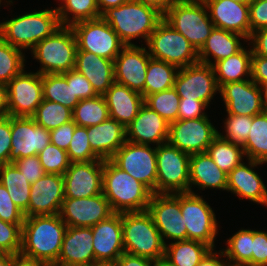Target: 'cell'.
Returning a JSON list of instances; mask_svg holds the SVG:
<instances>
[{
	"label": "cell",
	"instance_id": "6da1fadb",
	"mask_svg": "<svg viewBox=\"0 0 267 266\" xmlns=\"http://www.w3.org/2000/svg\"><path fill=\"white\" fill-rule=\"evenodd\" d=\"M67 227L59 214L25 217L20 253L55 265Z\"/></svg>",
	"mask_w": 267,
	"mask_h": 266
},
{
	"label": "cell",
	"instance_id": "7a4b0ae2",
	"mask_svg": "<svg viewBox=\"0 0 267 266\" xmlns=\"http://www.w3.org/2000/svg\"><path fill=\"white\" fill-rule=\"evenodd\" d=\"M102 194L115 213L146 211L153 192L111 159L103 160Z\"/></svg>",
	"mask_w": 267,
	"mask_h": 266
},
{
	"label": "cell",
	"instance_id": "3957f363",
	"mask_svg": "<svg viewBox=\"0 0 267 266\" xmlns=\"http://www.w3.org/2000/svg\"><path fill=\"white\" fill-rule=\"evenodd\" d=\"M101 18L109 23L121 41L126 45H135L132 39L143 38L147 43L150 35L163 19V13L157 8L129 0L114 8H108L101 14Z\"/></svg>",
	"mask_w": 267,
	"mask_h": 266
},
{
	"label": "cell",
	"instance_id": "277c9868",
	"mask_svg": "<svg viewBox=\"0 0 267 266\" xmlns=\"http://www.w3.org/2000/svg\"><path fill=\"white\" fill-rule=\"evenodd\" d=\"M61 27L54 9H45L0 22V37L18 49H33Z\"/></svg>",
	"mask_w": 267,
	"mask_h": 266
},
{
	"label": "cell",
	"instance_id": "5b68a950",
	"mask_svg": "<svg viewBox=\"0 0 267 266\" xmlns=\"http://www.w3.org/2000/svg\"><path fill=\"white\" fill-rule=\"evenodd\" d=\"M122 229L125 253L154 261L164 257L165 244L147 210L122 213Z\"/></svg>",
	"mask_w": 267,
	"mask_h": 266
},
{
	"label": "cell",
	"instance_id": "8992f818",
	"mask_svg": "<svg viewBox=\"0 0 267 266\" xmlns=\"http://www.w3.org/2000/svg\"><path fill=\"white\" fill-rule=\"evenodd\" d=\"M207 11L203 0H177L163 14V19L198 52L215 27Z\"/></svg>",
	"mask_w": 267,
	"mask_h": 266
},
{
	"label": "cell",
	"instance_id": "52a82bcc",
	"mask_svg": "<svg viewBox=\"0 0 267 266\" xmlns=\"http://www.w3.org/2000/svg\"><path fill=\"white\" fill-rule=\"evenodd\" d=\"M77 41L70 26H61L51 36L38 42L31 50L41 63L38 73L62 74L75 69Z\"/></svg>",
	"mask_w": 267,
	"mask_h": 266
},
{
	"label": "cell",
	"instance_id": "ba28073f",
	"mask_svg": "<svg viewBox=\"0 0 267 266\" xmlns=\"http://www.w3.org/2000/svg\"><path fill=\"white\" fill-rule=\"evenodd\" d=\"M146 44L151 58L178 68L199 62L196 49L164 19L158 23Z\"/></svg>",
	"mask_w": 267,
	"mask_h": 266
},
{
	"label": "cell",
	"instance_id": "9c48e42d",
	"mask_svg": "<svg viewBox=\"0 0 267 266\" xmlns=\"http://www.w3.org/2000/svg\"><path fill=\"white\" fill-rule=\"evenodd\" d=\"M156 194L189 192L190 154L168 142L156 146Z\"/></svg>",
	"mask_w": 267,
	"mask_h": 266
},
{
	"label": "cell",
	"instance_id": "30bf717a",
	"mask_svg": "<svg viewBox=\"0 0 267 266\" xmlns=\"http://www.w3.org/2000/svg\"><path fill=\"white\" fill-rule=\"evenodd\" d=\"M71 28L76 37L77 50L114 61L126 46L109 23L101 17L75 23Z\"/></svg>",
	"mask_w": 267,
	"mask_h": 266
},
{
	"label": "cell",
	"instance_id": "8fae6325",
	"mask_svg": "<svg viewBox=\"0 0 267 266\" xmlns=\"http://www.w3.org/2000/svg\"><path fill=\"white\" fill-rule=\"evenodd\" d=\"M181 212L187 239L199 241L213 249L218 234L215 213L198 193H181Z\"/></svg>",
	"mask_w": 267,
	"mask_h": 266
},
{
	"label": "cell",
	"instance_id": "7c38bea8",
	"mask_svg": "<svg viewBox=\"0 0 267 266\" xmlns=\"http://www.w3.org/2000/svg\"><path fill=\"white\" fill-rule=\"evenodd\" d=\"M111 160L133 178L156 193V147L126 141Z\"/></svg>",
	"mask_w": 267,
	"mask_h": 266
},
{
	"label": "cell",
	"instance_id": "4fadbf2b",
	"mask_svg": "<svg viewBox=\"0 0 267 266\" xmlns=\"http://www.w3.org/2000/svg\"><path fill=\"white\" fill-rule=\"evenodd\" d=\"M8 116L32 117L43 101L42 75L23 70L6 85Z\"/></svg>",
	"mask_w": 267,
	"mask_h": 266
},
{
	"label": "cell",
	"instance_id": "5bb4252c",
	"mask_svg": "<svg viewBox=\"0 0 267 266\" xmlns=\"http://www.w3.org/2000/svg\"><path fill=\"white\" fill-rule=\"evenodd\" d=\"M147 212L151 215L164 244H166L164 238L174 241L187 239V230L181 212V193H153Z\"/></svg>",
	"mask_w": 267,
	"mask_h": 266
},
{
	"label": "cell",
	"instance_id": "9a60e30c",
	"mask_svg": "<svg viewBox=\"0 0 267 266\" xmlns=\"http://www.w3.org/2000/svg\"><path fill=\"white\" fill-rule=\"evenodd\" d=\"M174 89L180 98L203 101L208 106L220 88L213 66L197 62L179 68L175 77Z\"/></svg>",
	"mask_w": 267,
	"mask_h": 266
},
{
	"label": "cell",
	"instance_id": "2e32d148",
	"mask_svg": "<svg viewBox=\"0 0 267 266\" xmlns=\"http://www.w3.org/2000/svg\"><path fill=\"white\" fill-rule=\"evenodd\" d=\"M217 132L208 116L176 120L169 124L168 143L190 155L205 153L217 136Z\"/></svg>",
	"mask_w": 267,
	"mask_h": 266
},
{
	"label": "cell",
	"instance_id": "e0dca14e",
	"mask_svg": "<svg viewBox=\"0 0 267 266\" xmlns=\"http://www.w3.org/2000/svg\"><path fill=\"white\" fill-rule=\"evenodd\" d=\"M11 152L9 163L36 156L50 144V131L38 126L32 117L10 116Z\"/></svg>",
	"mask_w": 267,
	"mask_h": 266
},
{
	"label": "cell",
	"instance_id": "ac0fdd59",
	"mask_svg": "<svg viewBox=\"0 0 267 266\" xmlns=\"http://www.w3.org/2000/svg\"><path fill=\"white\" fill-rule=\"evenodd\" d=\"M115 212L101 193L87 198H64L60 218L70 227H92Z\"/></svg>",
	"mask_w": 267,
	"mask_h": 266
},
{
	"label": "cell",
	"instance_id": "d6986e66",
	"mask_svg": "<svg viewBox=\"0 0 267 266\" xmlns=\"http://www.w3.org/2000/svg\"><path fill=\"white\" fill-rule=\"evenodd\" d=\"M63 177L65 198H87L101 194L103 159L71 162Z\"/></svg>",
	"mask_w": 267,
	"mask_h": 266
},
{
	"label": "cell",
	"instance_id": "ffe728a7",
	"mask_svg": "<svg viewBox=\"0 0 267 266\" xmlns=\"http://www.w3.org/2000/svg\"><path fill=\"white\" fill-rule=\"evenodd\" d=\"M146 47L125 46L114 60V80L143 95L149 60Z\"/></svg>",
	"mask_w": 267,
	"mask_h": 266
},
{
	"label": "cell",
	"instance_id": "44dd1931",
	"mask_svg": "<svg viewBox=\"0 0 267 266\" xmlns=\"http://www.w3.org/2000/svg\"><path fill=\"white\" fill-rule=\"evenodd\" d=\"M64 194V177L46 173L36 182L31 183L28 209L25 217L59 214Z\"/></svg>",
	"mask_w": 267,
	"mask_h": 266
},
{
	"label": "cell",
	"instance_id": "7402d4cb",
	"mask_svg": "<svg viewBox=\"0 0 267 266\" xmlns=\"http://www.w3.org/2000/svg\"><path fill=\"white\" fill-rule=\"evenodd\" d=\"M219 93L229 114L253 117L265 110L261 87L251 78L226 83L220 87Z\"/></svg>",
	"mask_w": 267,
	"mask_h": 266
},
{
	"label": "cell",
	"instance_id": "603a6c76",
	"mask_svg": "<svg viewBox=\"0 0 267 266\" xmlns=\"http://www.w3.org/2000/svg\"><path fill=\"white\" fill-rule=\"evenodd\" d=\"M95 262H116L125 252L123 246L122 213H114L91 227Z\"/></svg>",
	"mask_w": 267,
	"mask_h": 266
},
{
	"label": "cell",
	"instance_id": "cb8c5ba5",
	"mask_svg": "<svg viewBox=\"0 0 267 266\" xmlns=\"http://www.w3.org/2000/svg\"><path fill=\"white\" fill-rule=\"evenodd\" d=\"M215 27L238 33L248 41L251 36L249 4L233 0H203Z\"/></svg>",
	"mask_w": 267,
	"mask_h": 266
},
{
	"label": "cell",
	"instance_id": "d4e9b609",
	"mask_svg": "<svg viewBox=\"0 0 267 266\" xmlns=\"http://www.w3.org/2000/svg\"><path fill=\"white\" fill-rule=\"evenodd\" d=\"M91 227H67L54 266H91L95 262Z\"/></svg>",
	"mask_w": 267,
	"mask_h": 266
},
{
	"label": "cell",
	"instance_id": "484cf974",
	"mask_svg": "<svg viewBox=\"0 0 267 266\" xmlns=\"http://www.w3.org/2000/svg\"><path fill=\"white\" fill-rule=\"evenodd\" d=\"M169 124L156 112L143 104L136 118L126 128V141L157 146L167 143Z\"/></svg>",
	"mask_w": 267,
	"mask_h": 266
},
{
	"label": "cell",
	"instance_id": "4316f807",
	"mask_svg": "<svg viewBox=\"0 0 267 266\" xmlns=\"http://www.w3.org/2000/svg\"><path fill=\"white\" fill-rule=\"evenodd\" d=\"M262 162L248 159V165L240 163L227 176V191L248 199L254 203L267 206V189L261 177L253 169Z\"/></svg>",
	"mask_w": 267,
	"mask_h": 266
},
{
	"label": "cell",
	"instance_id": "83f0119b",
	"mask_svg": "<svg viewBox=\"0 0 267 266\" xmlns=\"http://www.w3.org/2000/svg\"><path fill=\"white\" fill-rule=\"evenodd\" d=\"M110 118L125 128L136 118L144 104L143 95L127 86L114 82L103 94Z\"/></svg>",
	"mask_w": 267,
	"mask_h": 266
},
{
	"label": "cell",
	"instance_id": "f1b7e54d",
	"mask_svg": "<svg viewBox=\"0 0 267 266\" xmlns=\"http://www.w3.org/2000/svg\"><path fill=\"white\" fill-rule=\"evenodd\" d=\"M91 149L103 160L111 159L126 142V128L113 118L87 127Z\"/></svg>",
	"mask_w": 267,
	"mask_h": 266
},
{
	"label": "cell",
	"instance_id": "f546056e",
	"mask_svg": "<svg viewBox=\"0 0 267 266\" xmlns=\"http://www.w3.org/2000/svg\"><path fill=\"white\" fill-rule=\"evenodd\" d=\"M75 69L90 81L98 95H103L115 82L114 61L94 53L77 50Z\"/></svg>",
	"mask_w": 267,
	"mask_h": 266
},
{
	"label": "cell",
	"instance_id": "4dcf8cb0",
	"mask_svg": "<svg viewBox=\"0 0 267 266\" xmlns=\"http://www.w3.org/2000/svg\"><path fill=\"white\" fill-rule=\"evenodd\" d=\"M227 176L207 155V153H194L190 155L189 168V192L192 191V185L200 189L216 188L227 190Z\"/></svg>",
	"mask_w": 267,
	"mask_h": 266
},
{
	"label": "cell",
	"instance_id": "1f68e13d",
	"mask_svg": "<svg viewBox=\"0 0 267 266\" xmlns=\"http://www.w3.org/2000/svg\"><path fill=\"white\" fill-rule=\"evenodd\" d=\"M242 38L246 41L245 37L238 33L214 27L198 51L199 62L213 66L216 62L235 55L243 48L240 42ZM210 56L214 58V62L210 60Z\"/></svg>",
	"mask_w": 267,
	"mask_h": 266
},
{
	"label": "cell",
	"instance_id": "d6a6232c",
	"mask_svg": "<svg viewBox=\"0 0 267 266\" xmlns=\"http://www.w3.org/2000/svg\"><path fill=\"white\" fill-rule=\"evenodd\" d=\"M252 54V49L243 47L235 55L216 62L213 69L218 87L251 78Z\"/></svg>",
	"mask_w": 267,
	"mask_h": 266
},
{
	"label": "cell",
	"instance_id": "836d02e7",
	"mask_svg": "<svg viewBox=\"0 0 267 266\" xmlns=\"http://www.w3.org/2000/svg\"><path fill=\"white\" fill-rule=\"evenodd\" d=\"M213 248L190 239L165 244L164 257L174 266H198Z\"/></svg>",
	"mask_w": 267,
	"mask_h": 266
},
{
	"label": "cell",
	"instance_id": "e575fe53",
	"mask_svg": "<svg viewBox=\"0 0 267 266\" xmlns=\"http://www.w3.org/2000/svg\"><path fill=\"white\" fill-rule=\"evenodd\" d=\"M0 183L5 186L11 200L25 212L29 206L31 183L13 163L0 165Z\"/></svg>",
	"mask_w": 267,
	"mask_h": 266
},
{
	"label": "cell",
	"instance_id": "d590c367",
	"mask_svg": "<svg viewBox=\"0 0 267 266\" xmlns=\"http://www.w3.org/2000/svg\"><path fill=\"white\" fill-rule=\"evenodd\" d=\"M178 70L173 64L151 58L146 72L144 98L173 88Z\"/></svg>",
	"mask_w": 267,
	"mask_h": 266
},
{
	"label": "cell",
	"instance_id": "8d00e7d4",
	"mask_svg": "<svg viewBox=\"0 0 267 266\" xmlns=\"http://www.w3.org/2000/svg\"><path fill=\"white\" fill-rule=\"evenodd\" d=\"M206 153L226 174H229L242 163L244 159L242 157H245L244 148L242 146L233 144L218 135L213 139Z\"/></svg>",
	"mask_w": 267,
	"mask_h": 266
},
{
	"label": "cell",
	"instance_id": "74e56055",
	"mask_svg": "<svg viewBox=\"0 0 267 266\" xmlns=\"http://www.w3.org/2000/svg\"><path fill=\"white\" fill-rule=\"evenodd\" d=\"M243 148L247 159L267 163V110L253 116L251 131Z\"/></svg>",
	"mask_w": 267,
	"mask_h": 266
},
{
	"label": "cell",
	"instance_id": "f35d334b",
	"mask_svg": "<svg viewBox=\"0 0 267 266\" xmlns=\"http://www.w3.org/2000/svg\"><path fill=\"white\" fill-rule=\"evenodd\" d=\"M43 99L62 104L71 110L80 102L73 93L71 82L62 74L42 75Z\"/></svg>",
	"mask_w": 267,
	"mask_h": 266
},
{
	"label": "cell",
	"instance_id": "ab89813d",
	"mask_svg": "<svg viewBox=\"0 0 267 266\" xmlns=\"http://www.w3.org/2000/svg\"><path fill=\"white\" fill-rule=\"evenodd\" d=\"M72 112L74 123L86 128L100 124L110 117L103 95L80 100Z\"/></svg>",
	"mask_w": 267,
	"mask_h": 266
},
{
	"label": "cell",
	"instance_id": "60d3db41",
	"mask_svg": "<svg viewBox=\"0 0 267 266\" xmlns=\"http://www.w3.org/2000/svg\"><path fill=\"white\" fill-rule=\"evenodd\" d=\"M252 242L253 230L240 229L227 239V248L219 250L218 254L227 258L229 266H245L252 259Z\"/></svg>",
	"mask_w": 267,
	"mask_h": 266
},
{
	"label": "cell",
	"instance_id": "b9f144b4",
	"mask_svg": "<svg viewBox=\"0 0 267 266\" xmlns=\"http://www.w3.org/2000/svg\"><path fill=\"white\" fill-rule=\"evenodd\" d=\"M63 5L56 7L61 26H72L75 23L101 17L96 0H59ZM72 16V19L70 16Z\"/></svg>",
	"mask_w": 267,
	"mask_h": 266
},
{
	"label": "cell",
	"instance_id": "7bdbcfd3",
	"mask_svg": "<svg viewBox=\"0 0 267 266\" xmlns=\"http://www.w3.org/2000/svg\"><path fill=\"white\" fill-rule=\"evenodd\" d=\"M32 118L38 126L51 131L72 121L73 112L60 103L43 99Z\"/></svg>",
	"mask_w": 267,
	"mask_h": 266
},
{
	"label": "cell",
	"instance_id": "ee69618b",
	"mask_svg": "<svg viewBox=\"0 0 267 266\" xmlns=\"http://www.w3.org/2000/svg\"><path fill=\"white\" fill-rule=\"evenodd\" d=\"M180 97L173 88L147 95L144 104L156 111L168 124L178 120Z\"/></svg>",
	"mask_w": 267,
	"mask_h": 266
},
{
	"label": "cell",
	"instance_id": "f6af8a7d",
	"mask_svg": "<svg viewBox=\"0 0 267 266\" xmlns=\"http://www.w3.org/2000/svg\"><path fill=\"white\" fill-rule=\"evenodd\" d=\"M25 56L18 49L0 37V83L7 85L9 81L24 70Z\"/></svg>",
	"mask_w": 267,
	"mask_h": 266
},
{
	"label": "cell",
	"instance_id": "bcb514c9",
	"mask_svg": "<svg viewBox=\"0 0 267 266\" xmlns=\"http://www.w3.org/2000/svg\"><path fill=\"white\" fill-rule=\"evenodd\" d=\"M70 162H90L101 158L91 149L87 128L76 125L72 140L67 149Z\"/></svg>",
	"mask_w": 267,
	"mask_h": 266
},
{
	"label": "cell",
	"instance_id": "7dc6e473",
	"mask_svg": "<svg viewBox=\"0 0 267 266\" xmlns=\"http://www.w3.org/2000/svg\"><path fill=\"white\" fill-rule=\"evenodd\" d=\"M252 121L253 117L250 116L227 113V118L224 122L226 135L220 132H217V135L243 147L251 131Z\"/></svg>",
	"mask_w": 267,
	"mask_h": 266
},
{
	"label": "cell",
	"instance_id": "c3c4849f",
	"mask_svg": "<svg viewBox=\"0 0 267 266\" xmlns=\"http://www.w3.org/2000/svg\"><path fill=\"white\" fill-rule=\"evenodd\" d=\"M40 163L45 173L63 175L69 168L67 152L50 143L39 154Z\"/></svg>",
	"mask_w": 267,
	"mask_h": 266
},
{
	"label": "cell",
	"instance_id": "681fc988",
	"mask_svg": "<svg viewBox=\"0 0 267 266\" xmlns=\"http://www.w3.org/2000/svg\"><path fill=\"white\" fill-rule=\"evenodd\" d=\"M22 225L0 219V254L15 255L20 253Z\"/></svg>",
	"mask_w": 267,
	"mask_h": 266
},
{
	"label": "cell",
	"instance_id": "f907efd6",
	"mask_svg": "<svg viewBox=\"0 0 267 266\" xmlns=\"http://www.w3.org/2000/svg\"><path fill=\"white\" fill-rule=\"evenodd\" d=\"M0 219L12 224H23L24 212L11 200L5 186L0 183Z\"/></svg>",
	"mask_w": 267,
	"mask_h": 266
},
{
	"label": "cell",
	"instance_id": "816d5d0a",
	"mask_svg": "<svg viewBox=\"0 0 267 266\" xmlns=\"http://www.w3.org/2000/svg\"><path fill=\"white\" fill-rule=\"evenodd\" d=\"M62 75L66 78L67 82H71L73 93L79 100L93 98L98 95L90 81L76 69L62 73Z\"/></svg>",
	"mask_w": 267,
	"mask_h": 266
},
{
	"label": "cell",
	"instance_id": "f5cc1de1",
	"mask_svg": "<svg viewBox=\"0 0 267 266\" xmlns=\"http://www.w3.org/2000/svg\"><path fill=\"white\" fill-rule=\"evenodd\" d=\"M12 163L23 173L25 179L30 183L36 182L46 174L38 155L17 159Z\"/></svg>",
	"mask_w": 267,
	"mask_h": 266
},
{
	"label": "cell",
	"instance_id": "db71d44e",
	"mask_svg": "<svg viewBox=\"0 0 267 266\" xmlns=\"http://www.w3.org/2000/svg\"><path fill=\"white\" fill-rule=\"evenodd\" d=\"M252 259L245 266H267V232L253 230Z\"/></svg>",
	"mask_w": 267,
	"mask_h": 266
},
{
	"label": "cell",
	"instance_id": "11a10c76",
	"mask_svg": "<svg viewBox=\"0 0 267 266\" xmlns=\"http://www.w3.org/2000/svg\"><path fill=\"white\" fill-rule=\"evenodd\" d=\"M251 34L267 28V0H252L249 4Z\"/></svg>",
	"mask_w": 267,
	"mask_h": 266
},
{
	"label": "cell",
	"instance_id": "9f6ffc18",
	"mask_svg": "<svg viewBox=\"0 0 267 266\" xmlns=\"http://www.w3.org/2000/svg\"><path fill=\"white\" fill-rule=\"evenodd\" d=\"M208 106L199 100H186V98H180L178 120H187L206 117L207 114L203 112Z\"/></svg>",
	"mask_w": 267,
	"mask_h": 266
},
{
	"label": "cell",
	"instance_id": "6f0895ef",
	"mask_svg": "<svg viewBox=\"0 0 267 266\" xmlns=\"http://www.w3.org/2000/svg\"><path fill=\"white\" fill-rule=\"evenodd\" d=\"M76 124L74 121L63 124L56 129L50 131V143L56 145L58 148L67 151L72 140Z\"/></svg>",
	"mask_w": 267,
	"mask_h": 266
},
{
	"label": "cell",
	"instance_id": "680465c9",
	"mask_svg": "<svg viewBox=\"0 0 267 266\" xmlns=\"http://www.w3.org/2000/svg\"><path fill=\"white\" fill-rule=\"evenodd\" d=\"M11 128L10 116L0 118V165L9 164V155L11 152Z\"/></svg>",
	"mask_w": 267,
	"mask_h": 266
},
{
	"label": "cell",
	"instance_id": "91938a15",
	"mask_svg": "<svg viewBox=\"0 0 267 266\" xmlns=\"http://www.w3.org/2000/svg\"><path fill=\"white\" fill-rule=\"evenodd\" d=\"M251 79L259 86L267 82V57L252 54Z\"/></svg>",
	"mask_w": 267,
	"mask_h": 266
},
{
	"label": "cell",
	"instance_id": "94428289",
	"mask_svg": "<svg viewBox=\"0 0 267 266\" xmlns=\"http://www.w3.org/2000/svg\"><path fill=\"white\" fill-rule=\"evenodd\" d=\"M248 41H250L252 52L255 55L267 57V28L252 32Z\"/></svg>",
	"mask_w": 267,
	"mask_h": 266
},
{
	"label": "cell",
	"instance_id": "6125c7cd",
	"mask_svg": "<svg viewBox=\"0 0 267 266\" xmlns=\"http://www.w3.org/2000/svg\"><path fill=\"white\" fill-rule=\"evenodd\" d=\"M118 266H154V260L123 253L117 260Z\"/></svg>",
	"mask_w": 267,
	"mask_h": 266
},
{
	"label": "cell",
	"instance_id": "be15d7a7",
	"mask_svg": "<svg viewBox=\"0 0 267 266\" xmlns=\"http://www.w3.org/2000/svg\"><path fill=\"white\" fill-rule=\"evenodd\" d=\"M13 266H50L44 261L25 256L21 253L13 255Z\"/></svg>",
	"mask_w": 267,
	"mask_h": 266
},
{
	"label": "cell",
	"instance_id": "e7e4bbea",
	"mask_svg": "<svg viewBox=\"0 0 267 266\" xmlns=\"http://www.w3.org/2000/svg\"><path fill=\"white\" fill-rule=\"evenodd\" d=\"M212 249L198 264V266H229L228 261L220 260V256L217 254V251L213 252ZM219 256V257H218Z\"/></svg>",
	"mask_w": 267,
	"mask_h": 266
},
{
	"label": "cell",
	"instance_id": "03108f58",
	"mask_svg": "<svg viewBox=\"0 0 267 266\" xmlns=\"http://www.w3.org/2000/svg\"><path fill=\"white\" fill-rule=\"evenodd\" d=\"M136 1L153 6L164 14L168 10V8L177 0H136Z\"/></svg>",
	"mask_w": 267,
	"mask_h": 266
},
{
	"label": "cell",
	"instance_id": "003e7915",
	"mask_svg": "<svg viewBox=\"0 0 267 266\" xmlns=\"http://www.w3.org/2000/svg\"><path fill=\"white\" fill-rule=\"evenodd\" d=\"M8 116L7 88L0 83V118Z\"/></svg>",
	"mask_w": 267,
	"mask_h": 266
},
{
	"label": "cell",
	"instance_id": "a7ac6f4b",
	"mask_svg": "<svg viewBox=\"0 0 267 266\" xmlns=\"http://www.w3.org/2000/svg\"><path fill=\"white\" fill-rule=\"evenodd\" d=\"M96 1L100 14H102L108 8L118 7L123 3L128 2L129 0H96Z\"/></svg>",
	"mask_w": 267,
	"mask_h": 266
},
{
	"label": "cell",
	"instance_id": "89a4df30",
	"mask_svg": "<svg viewBox=\"0 0 267 266\" xmlns=\"http://www.w3.org/2000/svg\"><path fill=\"white\" fill-rule=\"evenodd\" d=\"M0 266H13V255L0 254Z\"/></svg>",
	"mask_w": 267,
	"mask_h": 266
},
{
	"label": "cell",
	"instance_id": "2644e50d",
	"mask_svg": "<svg viewBox=\"0 0 267 266\" xmlns=\"http://www.w3.org/2000/svg\"><path fill=\"white\" fill-rule=\"evenodd\" d=\"M260 87L262 91L263 105L265 107V110H267V82L263 83Z\"/></svg>",
	"mask_w": 267,
	"mask_h": 266
},
{
	"label": "cell",
	"instance_id": "8c879c8a",
	"mask_svg": "<svg viewBox=\"0 0 267 266\" xmlns=\"http://www.w3.org/2000/svg\"><path fill=\"white\" fill-rule=\"evenodd\" d=\"M154 266H174L165 257L154 261Z\"/></svg>",
	"mask_w": 267,
	"mask_h": 266
},
{
	"label": "cell",
	"instance_id": "753ad0ef",
	"mask_svg": "<svg viewBox=\"0 0 267 266\" xmlns=\"http://www.w3.org/2000/svg\"><path fill=\"white\" fill-rule=\"evenodd\" d=\"M91 266H118V264L116 262L102 261V262H94Z\"/></svg>",
	"mask_w": 267,
	"mask_h": 266
},
{
	"label": "cell",
	"instance_id": "34e18365",
	"mask_svg": "<svg viewBox=\"0 0 267 266\" xmlns=\"http://www.w3.org/2000/svg\"><path fill=\"white\" fill-rule=\"evenodd\" d=\"M235 2L241 3V4H250L252 0H233Z\"/></svg>",
	"mask_w": 267,
	"mask_h": 266
}]
</instances>
